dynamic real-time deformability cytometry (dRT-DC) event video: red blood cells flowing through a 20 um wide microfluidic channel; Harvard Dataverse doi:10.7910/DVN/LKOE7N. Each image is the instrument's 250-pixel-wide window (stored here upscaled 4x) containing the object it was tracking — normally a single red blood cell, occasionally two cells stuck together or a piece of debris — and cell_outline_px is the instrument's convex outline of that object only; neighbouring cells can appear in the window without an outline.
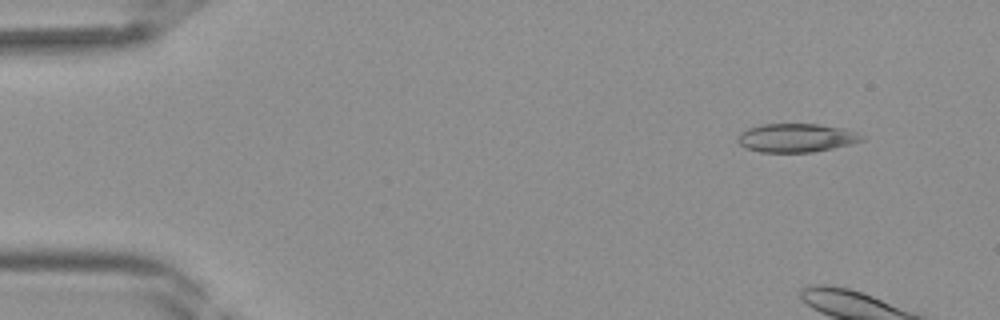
{"species": "Egyptian fruit bat (a non-hibernating species)", "species_latin": "Rousettus aegyptiacus", "temperature_condition": "room temperature", "stored_images_in_passage": 7, "camera_frame_rate_fps": 3000, "um_per_image_px": 0.085, "frame": {"image": 1, "passage_image": 4, "time_ms": 1.0, "image_size_px": [1000, 320], "cell_outline_px": [[864, 140], [832, 148], [812, 152], [760, 152], [744, 148], [736, 140], [740, 132], [748, 128], [760, 124], [816, 124], [844, 128], [856, 132], [864, 136]], "centroid_in_image_um": [67.64, 11.71], "position_along_channel_um": 17.4, "area_um2": 20.69}}